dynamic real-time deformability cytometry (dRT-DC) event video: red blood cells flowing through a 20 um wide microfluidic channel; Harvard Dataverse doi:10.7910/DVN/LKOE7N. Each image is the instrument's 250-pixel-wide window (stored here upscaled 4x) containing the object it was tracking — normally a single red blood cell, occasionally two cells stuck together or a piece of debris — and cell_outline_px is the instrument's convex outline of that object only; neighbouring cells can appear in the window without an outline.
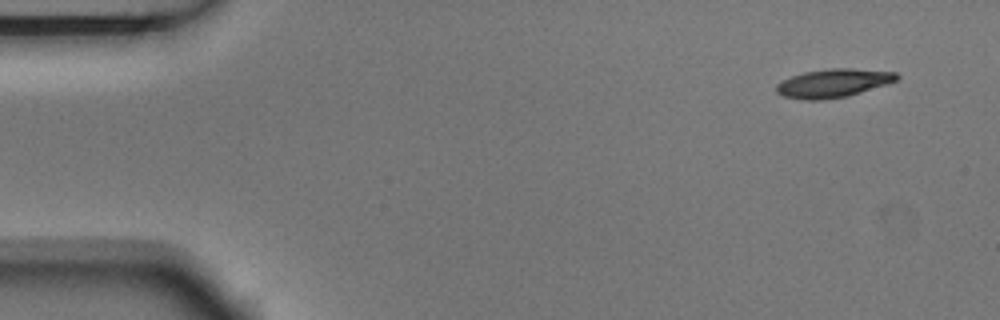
{"species": "Egyptian fruit bat (a non-hibernating species)", "species_latin": "Rousettus aegyptiacus", "temperature_condition": "room temperature", "stored_images_in_passage": 4, "camera_frame_rate_fps": 3000, "um_per_image_px": 0.085, "animal": {"sex": "male"}, "frame": {"image": 1, "passage_image": 1, "time_ms": 0.0, "image_size_px": [1000, 320], "cell_outline_px": [[900, 76], [896, 80], [888, 84], [848, 96], [824, 100], [808, 100], [784, 96], [776, 92], [776, 84], [792, 76], [804, 72], [828, 68], [852, 68], [896, 72]], "centroid_in_image_um": [70.85, 7.06], "position_along_channel_um": 14.1, "area_um2": 20.0}}
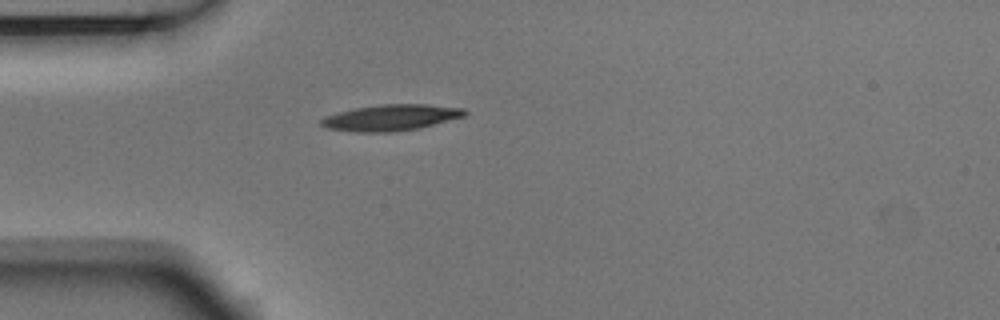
{"frame": {"image": 2, "passage_image": 4, "time_ms": 1.0, "image_size_px": [1000, 320], "cell_outline_px": [[468, 112], [464, 116], [416, 128], [396, 132], [356, 132], [328, 128], [320, 124], [320, 120], [324, 116], [356, 108], [380, 104], [428, 104], [464, 108]], "centroid_in_image_um": [33.22, 9.99], "position_along_channel_um": 51.8, "area_um2": 21.62}}